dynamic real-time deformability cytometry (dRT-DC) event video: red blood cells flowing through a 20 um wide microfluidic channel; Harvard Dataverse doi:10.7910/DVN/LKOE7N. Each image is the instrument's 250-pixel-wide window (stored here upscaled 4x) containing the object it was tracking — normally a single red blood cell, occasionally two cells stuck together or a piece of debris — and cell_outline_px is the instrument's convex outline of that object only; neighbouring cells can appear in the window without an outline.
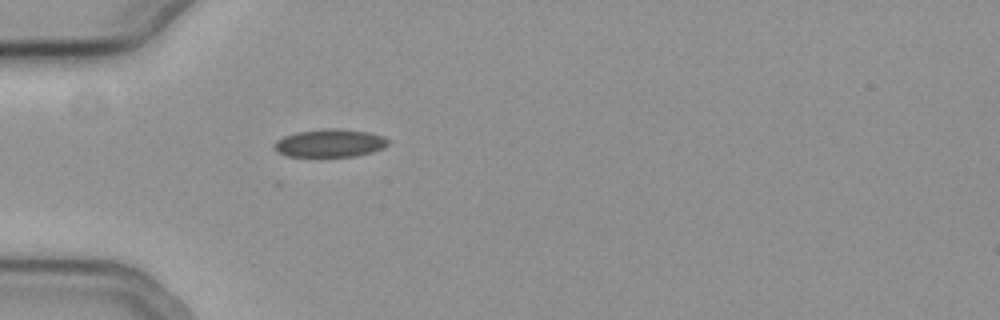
{"species": "common noctule bat (a hibernating species)", "species_latin": "Nyctalus noctula", "temperature_condition": "cold", "stored_images_in_passage": 33, "camera_frame_rate_fps": 3000, "um_per_image_px": 0.085, "animal": {"sex": "female", "body_mass_g": 19.3, "forearm_length_mm": 54.1}, "frame": {"image": 1, "passage_image": 1, "time_ms": 0.0, "image_size_px": [1000, 320], "cell_outline_px": [[388, 144], [384, 148], [372, 152], [356, 156], [288, 156], [276, 152], [272, 148], [272, 144], [276, 140], [284, 136], [296, 132], [324, 128], [332, 128], [368, 132], [384, 136], [388, 140]], "centroid_in_image_um": [28.0, 12.16], "position_along_channel_um": 57.0, "area_um2": 18.67}}
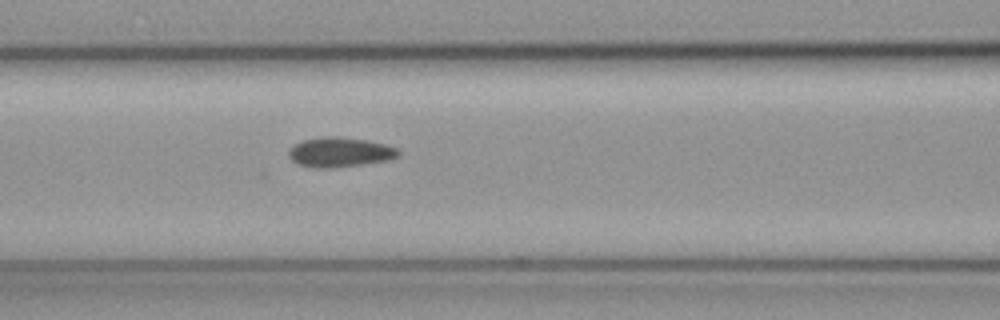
{"frame": {"image": 2, "passage_image": 8, "time_ms": 2.333, "image_size_px": [1000, 320], "cell_outline_px": [[400, 156], [388, 160], [332, 168], [316, 168], [300, 164], [292, 160], [288, 156], [288, 152], [296, 144], [304, 140], [324, 136], [336, 136], [368, 140], [384, 144], [396, 148], [400, 152]], "centroid_in_image_um": [28.91, 12.93], "position_along_channel_um": 137.7, "area_um2": 18.79}}
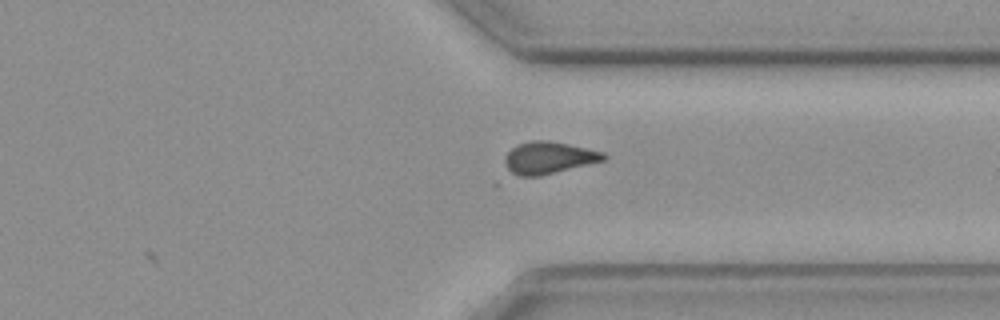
{"frame": {"image": 3, "passage_image": 26, "time_ms": 8.333, "image_size_px": [1000, 320], "cell_outline_px": [[608, 156], [604, 160], [540, 176], [520, 176], [512, 172], [508, 168], [504, 160], [508, 152], [516, 144], [532, 140], [548, 140], [568, 144], [604, 152]], "centroid_in_image_um": [46.64, 13.39], "position_along_channel_um": 364.8, "area_um2": 18.26}, "authors_computed_cell_mechanics": {"area_um2": 18.3226, "velocity_mm_per_s": 3.7835, "shape_relaxation_time_tau1_ms": null, "shape_relaxation_time_tau2_ms": 10.3689, "deformation_change_tau1": null, "deformation_change_tau2": 0.1381}}